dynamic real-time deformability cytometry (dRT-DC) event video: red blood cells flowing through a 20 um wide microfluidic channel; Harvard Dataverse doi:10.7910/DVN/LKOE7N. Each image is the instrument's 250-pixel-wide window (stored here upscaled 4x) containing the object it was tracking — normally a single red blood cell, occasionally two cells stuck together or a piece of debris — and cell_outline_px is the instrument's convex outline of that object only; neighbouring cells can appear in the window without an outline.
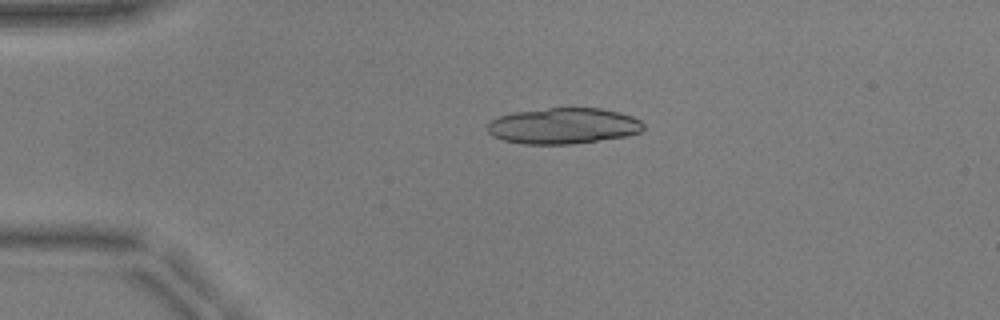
{"species": "common noctule bat (a hibernating species)", "species_latin": "Nyctalus noctula", "temperature_condition": "warm", "stored_images_in_passage": 43, "camera_frame_rate_fps": 3000, "um_per_image_px": 0.085, "animal": {"sex": "male", "body_mass_g": 17.9, "forearm_length_mm": 54.2}, "frame": {"image": 1, "passage_image": 4, "time_ms": 1.0, "image_size_px": [1000, 320], "cell_outline_px": [[644, 128], [640, 132], [628, 136], [572, 144], [524, 144], [504, 140], [492, 136], [488, 132], [488, 124], [492, 120], [500, 116], [516, 112], [548, 108], [600, 108], [620, 112], [632, 116], [640, 120], [644, 124]], "centroid_in_image_um": [47.92, 10.7], "position_along_channel_um": 37.1, "area_um2": 32.66}}